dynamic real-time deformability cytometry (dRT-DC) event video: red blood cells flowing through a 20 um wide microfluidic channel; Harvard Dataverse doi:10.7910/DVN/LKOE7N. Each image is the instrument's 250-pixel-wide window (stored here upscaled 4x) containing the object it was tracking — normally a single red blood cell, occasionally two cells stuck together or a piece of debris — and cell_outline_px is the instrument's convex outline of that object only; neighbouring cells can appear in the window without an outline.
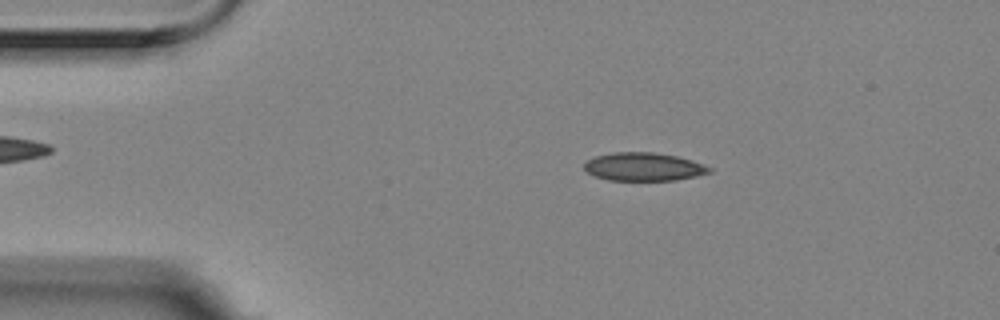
{"species": "Egyptian fruit bat (a non-hibernating species)", "species_latin": "Rousettus aegyptiacus", "temperature_condition": "room temperature", "stored_images_in_passage": 4, "camera_frame_rate_fps": 3000, "um_per_image_px": 0.085, "animal": {"sex": "female"}, "frame": {"image": 1, "passage_image": 3, "time_ms": 0.667, "image_size_px": [1000, 320], "cell_outline_px": [[712, 172], [696, 176], [676, 180], [608, 180], [596, 176], [588, 172], [584, 168], [584, 164], [588, 160], [596, 156], [612, 152], [652, 152], [676, 156], [692, 160], [712, 168]], "centroid_in_image_um": [54.73, 14.17], "position_along_channel_um": 30.3, "area_um2": 20.46}}